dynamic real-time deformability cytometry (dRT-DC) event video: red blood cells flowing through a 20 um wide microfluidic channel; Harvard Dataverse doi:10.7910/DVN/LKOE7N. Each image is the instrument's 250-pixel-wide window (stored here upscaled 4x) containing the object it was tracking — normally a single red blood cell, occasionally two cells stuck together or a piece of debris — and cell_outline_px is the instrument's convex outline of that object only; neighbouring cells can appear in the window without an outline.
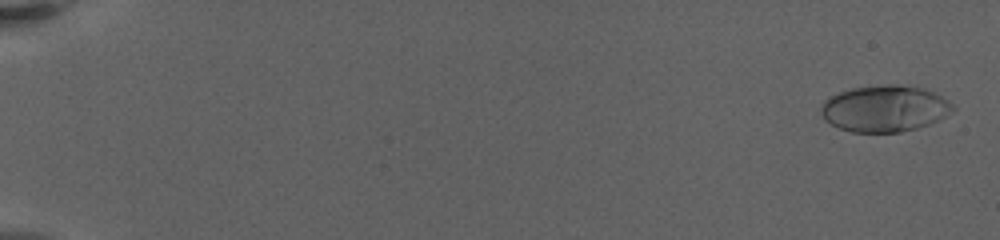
{"species": "human", "species_latin": "Homo sapiens", "temperature_condition": "warm", "stored_images_in_passage": 66, "camera_frame_rate_fps": 3000, "um_per_image_px": 0.085, "donor": {"sex": "female"}, "frame": {"image": 1, "passage_image": 2, "time_ms": 0.333, "image_size_px": [1000, 240], "cell_outline_px": [[956, 108], [944, 116], [928, 124], [916, 128], [900, 132], [852, 132], [840, 128], [824, 120], [820, 112], [820, 108], [824, 100], [828, 96], [852, 88], [920, 88], [932, 92], [948, 100]], "centroid_in_image_um": [75.14, 9.29], "position_along_channel_um": 9.9, "area_um2": 34.33}}
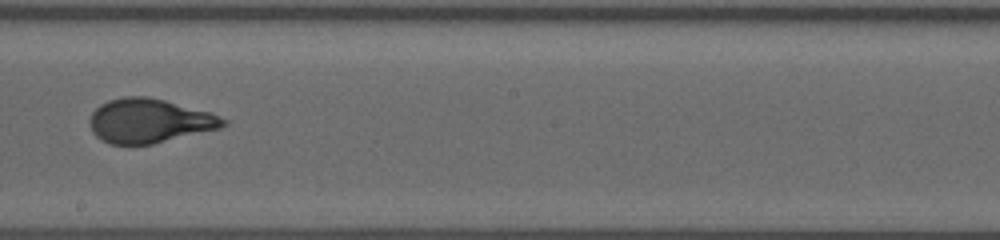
{"frame": {"image": 2, "passage_image": 35, "time_ms": 13.0, "image_size_px": [1000, 240], "cell_outline_px": [[228, 124], [220, 128], [152, 144], [108, 144], [96, 136], [92, 132], [88, 120], [92, 112], [100, 104], [108, 100], [124, 96], [148, 96], [212, 112], [228, 120]], "centroid_in_image_um": [12.69, 10.26], "position_along_channel_um": 235.5, "area_um2": 34.56}}
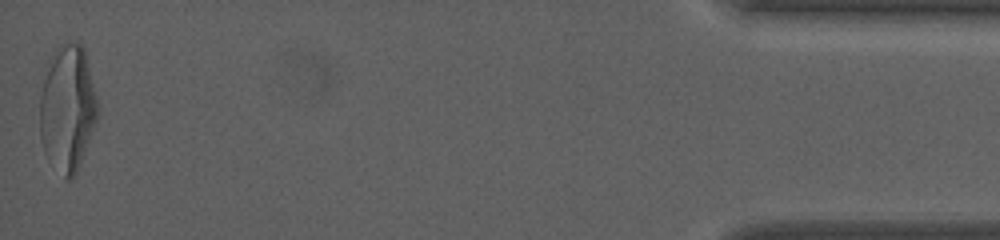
{"frame": {"image": 3, "passage_image": 65, "time_ms": 21.333, "image_size_px": [1000, 240], "cell_outline_px": [[96, 120], [76, 172], [68, 180], [64, 180], [44, 152], [40, 136], [40, 96], [44, 80], [56, 48], [72, 40], [76, 40], [84, 48], [96, 96]], "centroid_in_image_um": [5.72, 9.21], "position_along_channel_um": 429.5, "area_um2": 41.5}, "authors_computed_cell_mechanics": {"area_um2": 34.3043, "velocity_mm_per_s": 3.2877, "shape_relaxation_time_tau1_ms": 6.4958, "shape_relaxation_time_tau2_ms": null, "deformation_change_tau1": 0.246, "deformation_change_tau2": null}}